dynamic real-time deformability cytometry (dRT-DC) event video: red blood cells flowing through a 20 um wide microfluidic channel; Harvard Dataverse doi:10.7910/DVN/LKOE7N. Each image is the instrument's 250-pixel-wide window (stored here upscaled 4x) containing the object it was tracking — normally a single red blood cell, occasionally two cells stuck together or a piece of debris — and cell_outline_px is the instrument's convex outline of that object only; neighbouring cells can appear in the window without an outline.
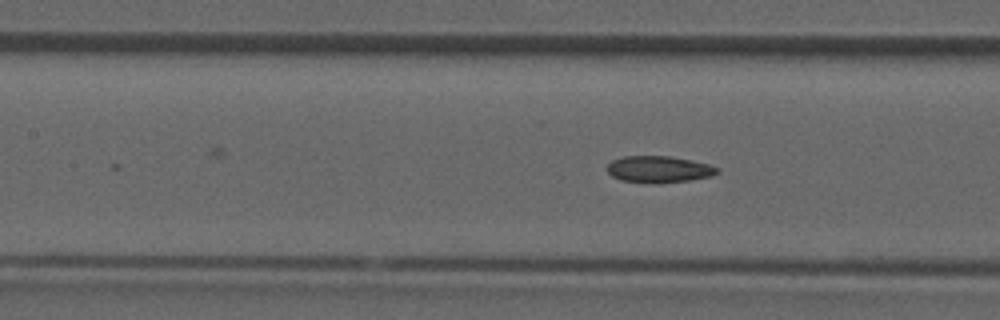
{"species": "common noctule bat (a hibernating species)", "species_latin": "Nyctalus noctula", "temperature_condition": "room temperature", "stored_images_in_passage": 18, "camera_frame_rate_fps": 3000, "um_per_image_px": 0.085, "animal": {"sex": "male", "forearm_length_mm": 52.5}, "frame": {"image": 1, "passage_image": 18, "time_ms": 5.667, "image_size_px": [1000, 320], "cell_outline_px": [[720, 172], [712, 176], [692, 180], [620, 180], [612, 176], [608, 172], [608, 164], [612, 160], [624, 156], [668, 156], [692, 160], [708, 164], [720, 168]], "centroid_in_image_um": [56.06, 14.33], "position_along_channel_um": 151.3, "area_um2": 16.24}}